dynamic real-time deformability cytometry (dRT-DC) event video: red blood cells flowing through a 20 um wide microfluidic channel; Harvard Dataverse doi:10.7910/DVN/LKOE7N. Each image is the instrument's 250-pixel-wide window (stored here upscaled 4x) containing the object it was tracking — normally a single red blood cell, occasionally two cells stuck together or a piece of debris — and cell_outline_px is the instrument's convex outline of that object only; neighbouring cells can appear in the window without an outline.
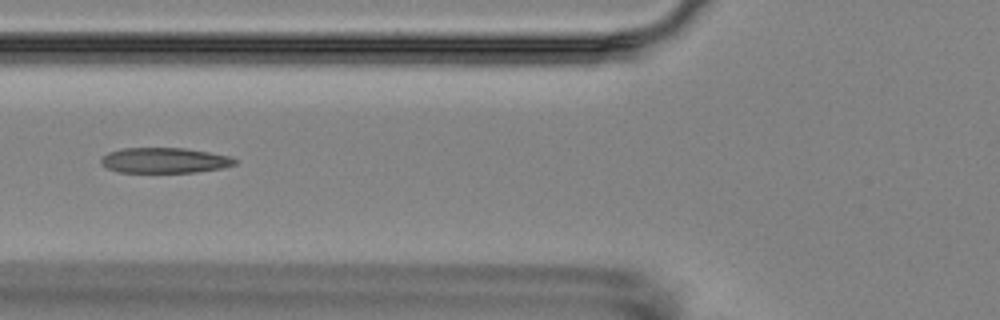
{"species": "Egyptian fruit bat (a non-hibernating species)", "species_latin": "Rousettus aegyptiacus", "temperature_condition": "room temperature", "stored_images_in_passage": 10, "camera_frame_rate_fps": 3000, "um_per_image_px": 0.085, "animal": {"sex": "female"}, "frame": {"image": 1, "passage_image": 6, "time_ms": 6.0, "image_size_px": [1000, 320], "cell_outline_px": [[236, 164], [220, 168], [196, 172], [116, 172], [100, 164], [100, 160], [108, 152], [120, 148], [184, 148], [208, 152], [228, 156], [236, 160]], "centroid_in_image_um": [13.93, 13.63], "position_along_channel_um": 111.9, "area_um2": 19.65}}
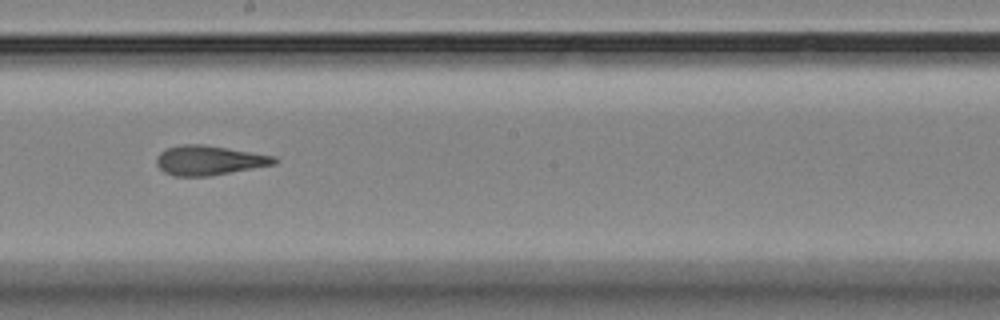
{"frame": {"image": 2, "passage_image": 9, "time_ms": 9.333, "image_size_px": [1000, 320], "cell_outline_px": [[276, 164], [208, 176], [172, 176], [164, 172], [156, 164], [156, 156], [160, 152], [168, 148], [180, 144], [204, 144], [276, 156]], "centroid_in_image_um": [17.74, 13.62], "position_along_channel_um": 230.5, "area_um2": 20.29}}
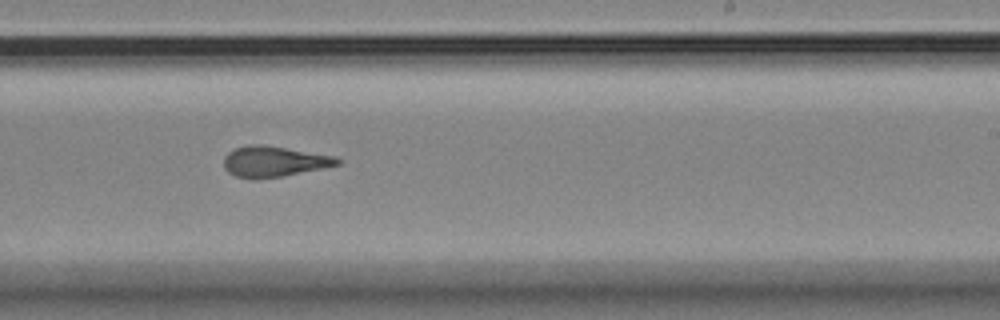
{"frame": {"image": 3, "passage_image": 10, "time_ms": 10.333, "image_size_px": [1000, 320], "cell_outline_px": [[340, 164], [324, 168], [284, 176], [256, 180], [252, 180], [236, 176], [228, 172], [224, 168], [224, 156], [228, 152], [236, 148], [252, 144], [264, 144], [336, 156], [340, 160]], "centroid_in_image_um": [23.28, 13.74], "position_along_channel_um": 265.7, "area_um2": 20.58}}